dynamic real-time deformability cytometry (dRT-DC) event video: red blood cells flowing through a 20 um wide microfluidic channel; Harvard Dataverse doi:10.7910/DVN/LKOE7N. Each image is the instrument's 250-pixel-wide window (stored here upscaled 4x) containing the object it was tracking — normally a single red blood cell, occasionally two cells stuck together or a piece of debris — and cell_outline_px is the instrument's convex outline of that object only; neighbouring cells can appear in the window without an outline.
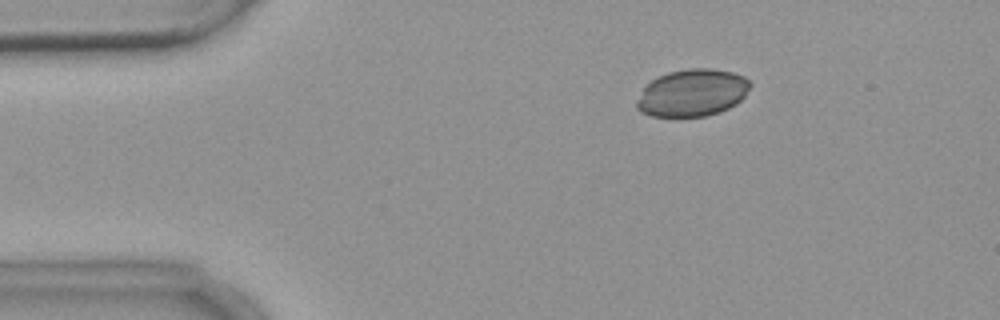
{"species": "common noctule bat (a hibernating species)", "species_latin": "Nyctalus noctula", "temperature_condition": "warm", "stored_images_in_passage": 3, "camera_frame_rate_fps": 3000, "um_per_image_px": 0.085, "animal": {"sex": "female", "body_mass_g": 18.4}, "frame": {"image": 1, "passage_image": 1, "time_ms": 0.0, "image_size_px": [1000, 320], "cell_outline_px": [[752, 84], [744, 96], [736, 104], [720, 112], [704, 116], [652, 116], [640, 112], [636, 108], [636, 100], [644, 88], [652, 80], [668, 72], [688, 68], [712, 68], [732, 72], [744, 76]], "centroid_in_image_um": [58.85, 7.88], "position_along_channel_um": 26.1, "area_um2": 31.15}}